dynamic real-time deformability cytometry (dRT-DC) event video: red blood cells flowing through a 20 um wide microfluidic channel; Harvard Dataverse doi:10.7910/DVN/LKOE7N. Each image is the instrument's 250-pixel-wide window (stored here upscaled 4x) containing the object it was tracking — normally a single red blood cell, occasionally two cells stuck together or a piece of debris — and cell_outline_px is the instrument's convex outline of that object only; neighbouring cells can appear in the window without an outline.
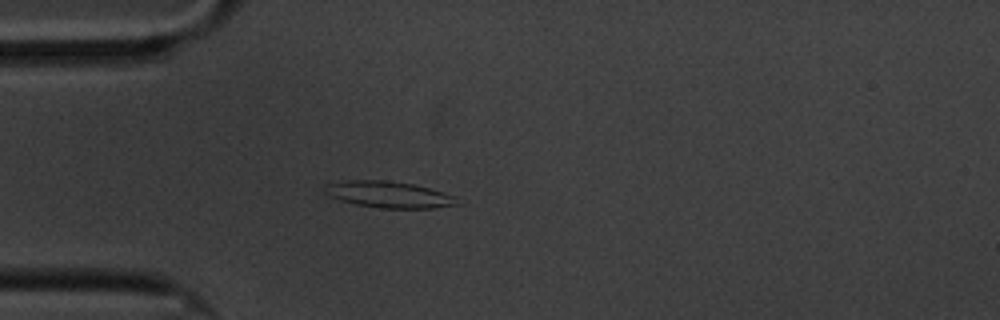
{"species": "common noctule bat (a hibernating species)", "species_latin": "Nyctalus noctula", "temperature_condition": "cold", "stored_images_in_passage": 45, "camera_frame_rate_fps": 3000, "um_per_image_px": 0.085, "animal": {"sex": "male", "body_mass_g": 20.1, "forearm_length_mm": 53.5}, "frame": {"image": 1, "passage_image": 2, "time_ms": 0.333, "image_size_px": [1000, 320], "cell_outline_px": [[460, 204], [432, 208], [380, 208], [356, 204], [340, 200], [328, 196], [324, 192], [324, 184], [344, 180], [384, 180], [412, 184], [428, 188], [456, 196]], "centroid_in_image_um": [33.01, 16.53], "position_along_channel_um": 52.0, "area_um2": 20.4}}
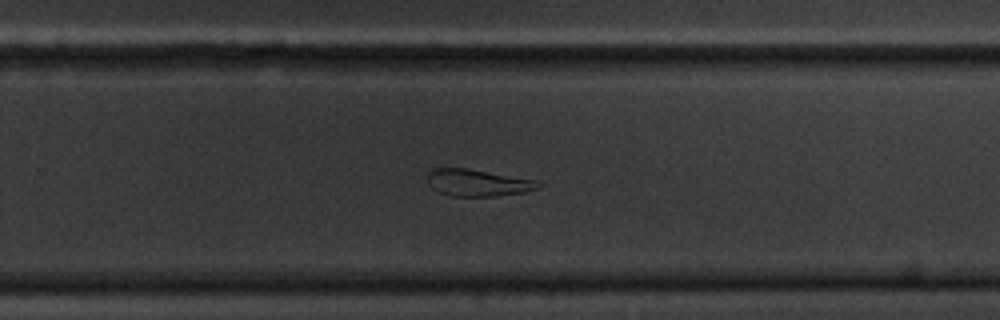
{"frame": {"image": 2, "passage_image": 24, "time_ms": 7.667, "image_size_px": [1000, 320], "cell_outline_px": [[544, 184], [540, 188], [524, 192], [496, 196], [448, 196], [432, 188], [428, 184], [428, 172], [432, 168], [468, 168], [536, 180]], "centroid_in_image_um": [40.62, 15.53], "position_along_channel_um": 289.2, "area_um2": 17.51}}
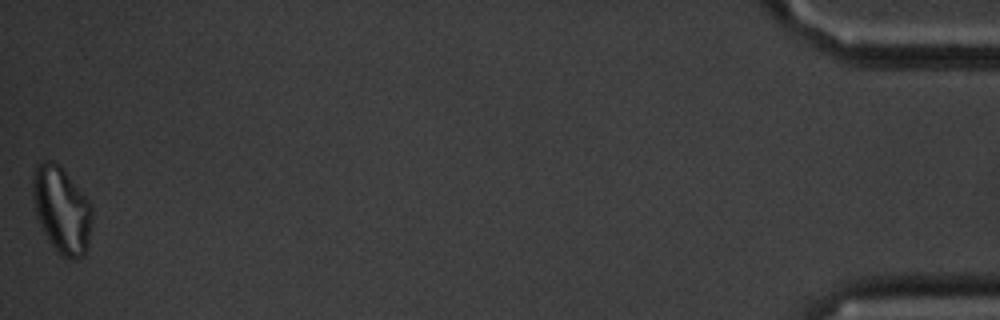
{"frame": {"image": 3, "passage_image": 45, "time_ms": 14.667, "image_size_px": [1000, 320], "cell_outline_px": [[92, 216], [88, 248], [84, 256], [76, 260], [72, 260], [60, 256], [48, 240], [36, 216], [32, 196], [32, 180], [36, 164], [44, 160], [48, 160], [60, 164], [88, 200], [92, 208]], "centroid_in_image_um": [5.23, 17.86], "position_along_channel_um": 430.0, "area_um2": 30.29}, "authors_computed_cell_mechanics": {"area_um2": 18.8428, "velocity_mm_per_s": 3.3597, "shape_relaxation_time_tau1_ms": null, "shape_relaxation_time_tau2_ms": 9.1921, "deformation_change_tau1": null, "deformation_change_tau2": 0.1949}}